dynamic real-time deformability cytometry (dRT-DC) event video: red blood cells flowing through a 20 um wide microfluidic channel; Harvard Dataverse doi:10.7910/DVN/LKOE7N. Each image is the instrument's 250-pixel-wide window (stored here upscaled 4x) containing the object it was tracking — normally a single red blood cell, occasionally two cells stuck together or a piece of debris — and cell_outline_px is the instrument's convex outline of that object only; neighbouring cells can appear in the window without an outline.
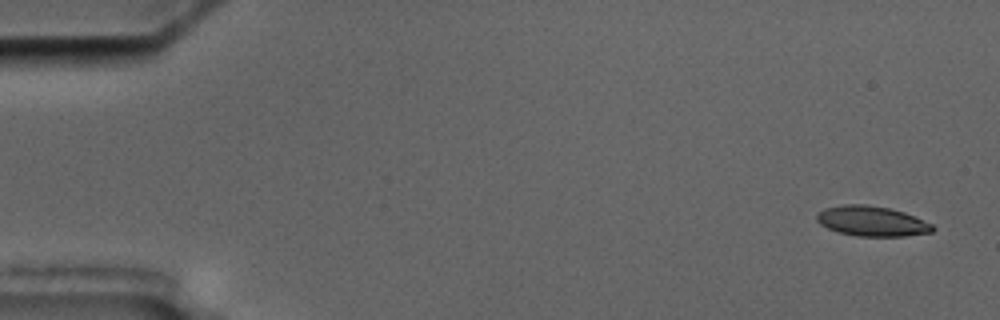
{"species": "common noctule bat (a hibernating species)", "species_latin": "Nyctalus noctula", "temperature_condition": "cold", "stored_images_in_passage": 3, "camera_frame_rate_fps": 3000, "um_per_image_px": 0.085, "animal": {"sex": "male", "body_mass_g": 17.5, "forearm_length_mm": 52.3}, "frame": {"image": 1, "passage_image": 1, "time_ms": 0.0, "image_size_px": [1000, 320], "cell_outline_px": [[936, 228], [932, 232], [904, 236], [856, 236], [840, 232], [828, 228], [820, 224], [816, 220], [816, 216], [824, 208], [844, 204], [868, 204], [888, 208], [904, 212], [932, 224]], "centroid_in_image_um": [74.11, 18.79], "position_along_channel_um": 10.9, "area_um2": 20.23}}